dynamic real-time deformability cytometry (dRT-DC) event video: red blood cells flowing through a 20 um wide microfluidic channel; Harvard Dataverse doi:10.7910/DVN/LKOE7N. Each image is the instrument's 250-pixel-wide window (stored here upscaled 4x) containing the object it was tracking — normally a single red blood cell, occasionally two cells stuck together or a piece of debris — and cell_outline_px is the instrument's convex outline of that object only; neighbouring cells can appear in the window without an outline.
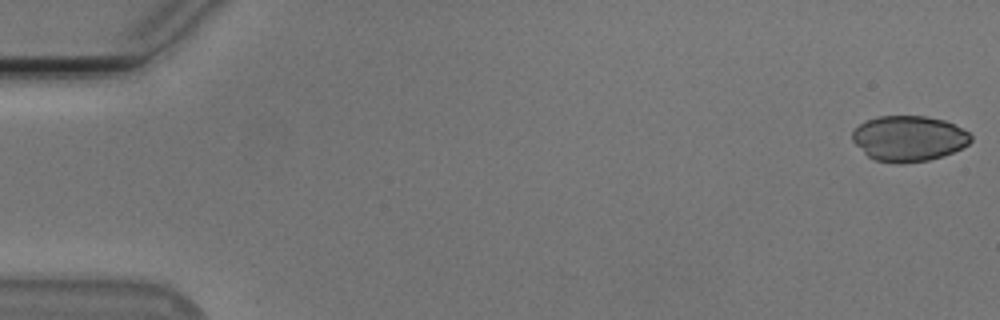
{"species": "Egyptian fruit bat (a non-hibernating species)", "species_latin": "Rousettus aegyptiacus", "temperature_condition": "cold", "stored_images_in_passage": 54, "camera_frame_rate_fps": 3000, "um_per_image_px": 0.085, "animal": {"sex": "male"}, "frame": {"image": 1, "passage_image": 1, "time_ms": 0.0, "image_size_px": [1000, 320], "cell_outline_px": [[972, 140], [968, 144], [952, 152], [928, 160], [904, 164], [900, 164], [876, 160], [868, 156], [852, 140], [852, 132], [860, 124], [876, 116], [924, 116], [944, 120], [968, 132], [972, 136]], "centroid_in_image_um": [77.23, 11.77], "position_along_channel_um": 7.8, "area_um2": 31.15}}
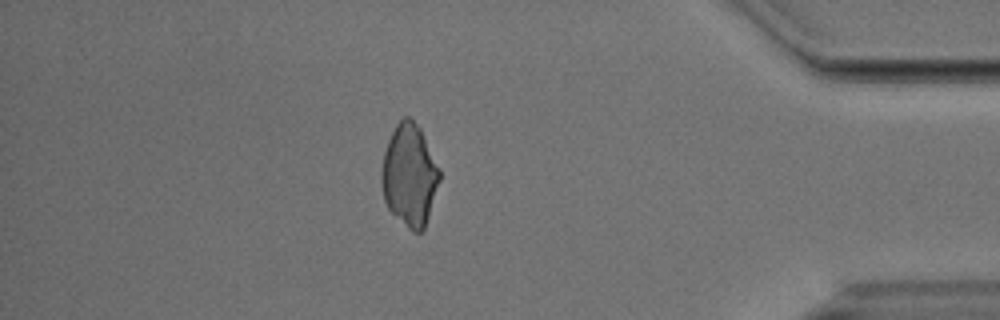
{"frame": {"image": 2, "passage_image": 47, "time_ms": 15.333, "image_size_px": [1000, 320], "cell_outline_px": [[440, 180], [424, 228], [420, 232], [412, 232], [388, 208], [384, 200], [380, 180], [380, 176], [384, 152], [388, 140], [396, 124], [404, 116], [408, 116], [420, 128], [440, 168]], "centroid_in_image_um": [34.8, 14.88], "position_along_channel_um": 400.4, "area_um2": 34.33}}